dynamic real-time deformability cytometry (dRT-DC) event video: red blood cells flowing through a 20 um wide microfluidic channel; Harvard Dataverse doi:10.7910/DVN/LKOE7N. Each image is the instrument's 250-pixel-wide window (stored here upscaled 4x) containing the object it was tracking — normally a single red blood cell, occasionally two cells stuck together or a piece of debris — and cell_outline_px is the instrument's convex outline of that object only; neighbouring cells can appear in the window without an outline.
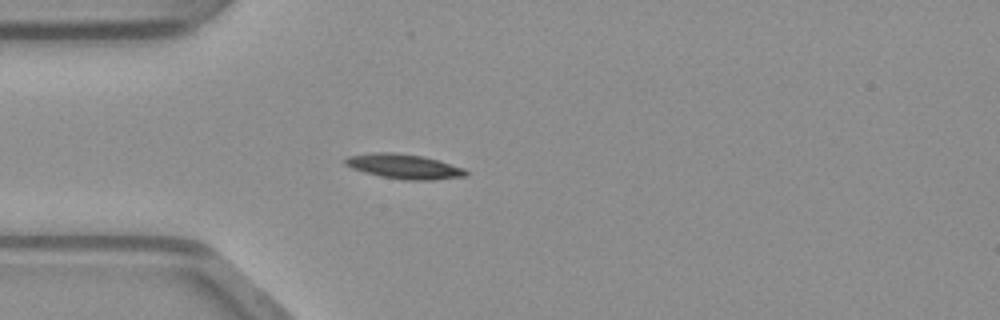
{"species": "common noctule bat (a hibernating species)", "species_latin": "Nyctalus noctula", "temperature_condition": "warm", "stored_images_in_passage": 5, "camera_frame_rate_fps": 3000, "um_per_image_px": 0.085, "animal": {"sex": "male", "body_mass_g": 23.1, "forearm_length_mm": 52.7}, "frame": {"image": 1, "passage_image": 1, "time_ms": 0.0, "image_size_px": [1000, 320], "cell_outline_px": [[468, 176], [432, 180], [404, 180], [380, 176], [364, 172], [352, 168], [344, 164], [344, 160], [348, 156], [372, 152], [392, 152], [424, 156], [440, 160], [464, 168], [468, 172]], "centroid_in_image_um": [34.36, 14.14], "position_along_channel_um": 50.6, "area_um2": 17.57}}